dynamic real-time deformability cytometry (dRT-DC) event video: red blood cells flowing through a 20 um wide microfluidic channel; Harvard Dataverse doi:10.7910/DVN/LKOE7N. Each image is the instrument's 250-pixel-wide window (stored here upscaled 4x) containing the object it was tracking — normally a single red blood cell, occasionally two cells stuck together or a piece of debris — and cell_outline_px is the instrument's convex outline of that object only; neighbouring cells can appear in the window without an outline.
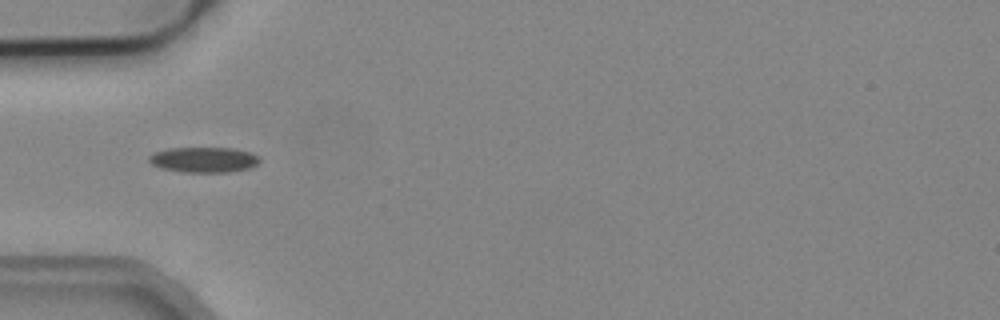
{"species": "common noctule bat (a hibernating species)", "species_latin": "Nyctalus noctula", "temperature_condition": "cold", "stored_images_in_passage": 5, "camera_frame_rate_fps": 3000, "um_per_image_px": 0.085, "animal": {"sex": "male", "body_mass_g": 19.2, "forearm_length_mm": 51.8}, "frame": {"image": 1, "passage_image": 3, "time_ms": 0.667, "image_size_px": [1000, 320], "cell_outline_px": [[260, 160], [256, 164], [248, 168], [228, 172], [184, 172], [160, 168], [152, 164], [148, 160], [148, 156], [156, 152], [168, 148], [236, 148], [260, 156]], "centroid_in_image_um": [17.31, 13.57], "position_along_channel_um": 67.7, "area_um2": 16.3}}